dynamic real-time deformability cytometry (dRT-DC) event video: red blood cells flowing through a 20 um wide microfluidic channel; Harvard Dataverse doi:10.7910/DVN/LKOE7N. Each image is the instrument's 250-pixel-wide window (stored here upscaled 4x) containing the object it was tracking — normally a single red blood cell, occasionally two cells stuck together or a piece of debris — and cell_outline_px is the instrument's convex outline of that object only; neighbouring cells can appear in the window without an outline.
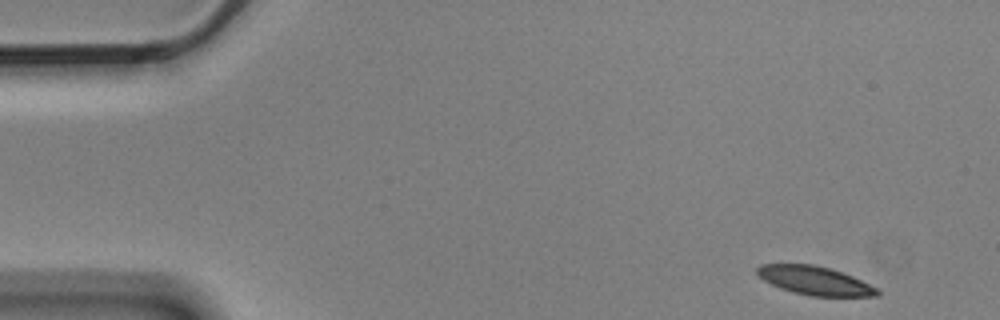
{"species": "Egyptian fruit bat (a non-hibernating species)", "species_latin": "Rousettus aegyptiacus", "temperature_condition": "cold", "stored_images_in_passage": 8, "camera_frame_rate_fps": 3000, "um_per_image_px": 0.085, "animal": {"sex": "male"}, "frame": {"image": 1, "passage_image": 1, "time_ms": 0.0, "image_size_px": [1000, 320], "cell_outline_px": [[880, 296], [808, 296], [792, 292], [780, 288], [764, 280], [756, 272], [756, 268], [760, 264], [812, 264], [828, 268], [852, 276], [880, 288]], "centroid_in_image_um": [69.29, 23.86], "position_along_channel_um": 15.7, "area_um2": 20.06}}
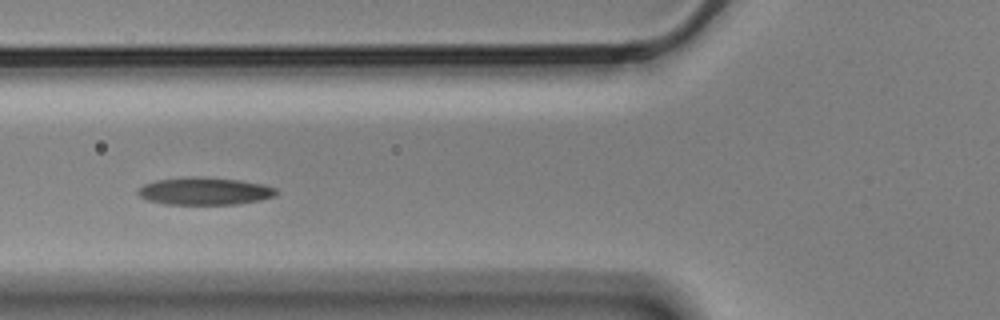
{"frame": {"image": 2, "passage_image": 6, "time_ms": 1.667, "image_size_px": [1000, 320], "cell_outline_px": [[280, 192], [276, 196], [260, 200], [236, 204], [164, 204], [148, 200], [140, 196], [136, 192], [144, 184], [156, 180], [184, 176], [192, 176], [240, 180], [264, 184], [276, 188]], "centroid_in_image_um": [17.42, 16.24], "position_along_channel_um": 108.4, "area_um2": 22.31}}
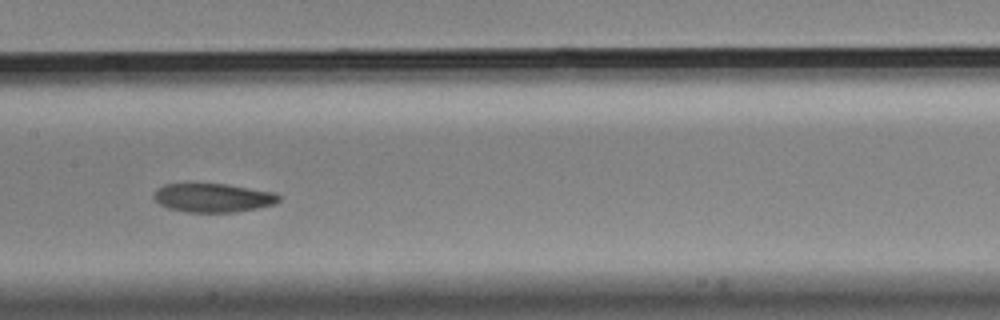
{"frame": {"image": 3, "passage_image": 8, "time_ms": 2.333, "image_size_px": [1000, 320], "cell_outline_px": [[280, 200], [276, 204], [236, 212], [184, 212], [168, 208], [160, 204], [152, 196], [156, 188], [164, 184], [224, 184], [272, 192], [280, 196]], "centroid_in_image_um": [18.07, 16.82], "position_along_channel_um": 189.3, "area_um2": 20.87}}